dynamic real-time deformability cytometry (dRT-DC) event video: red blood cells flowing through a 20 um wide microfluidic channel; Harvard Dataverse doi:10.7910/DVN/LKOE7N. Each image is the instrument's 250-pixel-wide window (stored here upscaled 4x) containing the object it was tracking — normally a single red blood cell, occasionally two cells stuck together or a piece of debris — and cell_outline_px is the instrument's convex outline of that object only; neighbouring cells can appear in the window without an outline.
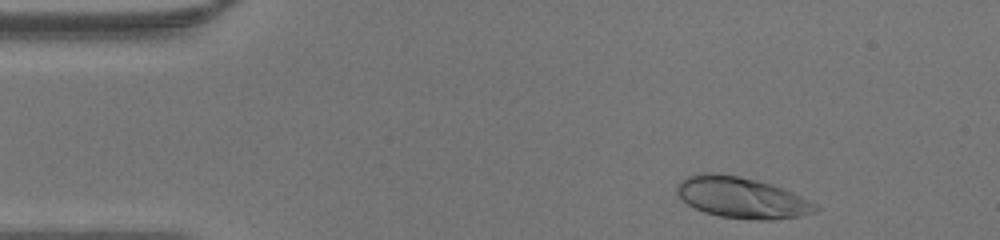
{"species": "human", "species_latin": "Homo sapiens", "temperature_condition": "warm", "stored_images_in_passage": 35, "camera_frame_rate_fps": 3000, "um_per_image_px": 0.085, "donor": {"sex": "male"}, "frame": {"image": 1, "passage_image": 2, "time_ms": 0.333, "image_size_px": [1000, 240], "cell_outline_px": [[820, 208], [816, 212], [800, 216], [772, 220], [760, 220], [720, 216], [704, 212], [688, 204], [676, 192], [676, 188], [680, 180], [688, 176], [704, 172], [712, 172], [736, 176], [756, 180], [772, 184], [792, 192], [816, 204]], "centroid_in_image_um": [63.05, 16.8], "position_along_channel_um": 21.9, "area_um2": 32.89}}
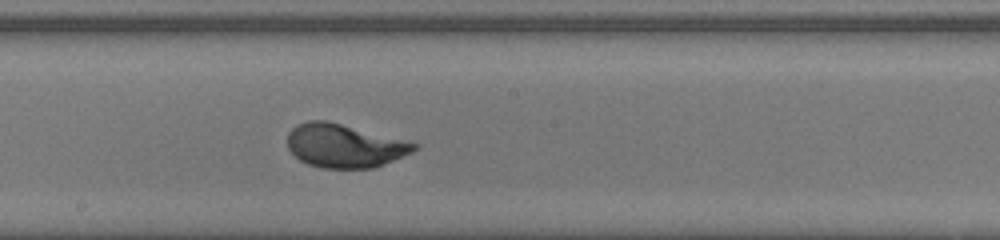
{"frame": {"image": 2, "passage_image": 21, "time_ms": 6.667, "image_size_px": [1000, 240], "cell_outline_px": [[420, 148], [412, 152], [384, 164], [372, 168], [320, 168], [308, 164], [300, 160], [288, 148], [288, 132], [296, 124], [308, 120], [324, 120], [420, 144]], "centroid_in_image_um": [29.26, 12.4], "position_along_channel_um": 218.9, "area_um2": 31.85}}
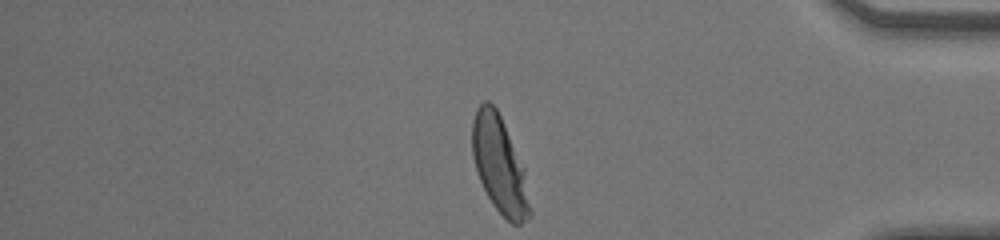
{"frame": {"image": 3, "passage_image": 35, "time_ms": 11.333, "image_size_px": [1000, 240], "cell_outline_px": [[532, 216], [520, 224], [512, 224], [492, 204], [480, 180], [472, 156], [472, 120], [476, 108], [484, 100], [488, 100], [496, 108], [500, 116], [524, 168], [532, 212]], "centroid_in_image_um": [42.46, 14.03], "position_along_channel_um": 392.7, "area_um2": 32.25}}